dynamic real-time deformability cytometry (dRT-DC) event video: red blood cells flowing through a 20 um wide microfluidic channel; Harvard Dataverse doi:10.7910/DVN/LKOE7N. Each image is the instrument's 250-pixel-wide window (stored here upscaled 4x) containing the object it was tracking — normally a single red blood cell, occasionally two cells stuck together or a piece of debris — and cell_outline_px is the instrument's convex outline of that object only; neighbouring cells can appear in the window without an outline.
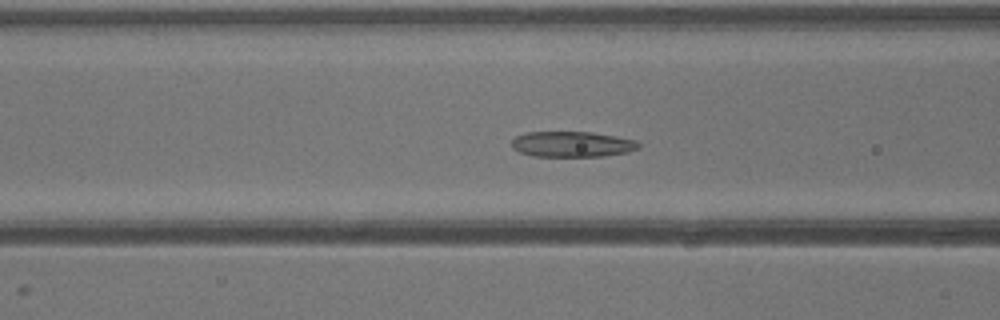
{"species": "common noctule bat (a hibernating species)", "species_latin": "Nyctalus noctula", "temperature_condition": "warm", "stored_images_in_passage": 41, "camera_frame_rate_fps": 3000, "um_per_image_px": 0.085, "animal": {"sex": "male", "body_mass_g": 13.3}, "frame": {"image": 1, "passage_image": 17, "time_ms": 5.333, "image_size_px": [1000, 320], "cell_outline_px": [[640, 148], [628, 152], [604, 156], [532, 156], [520, 152], [512, 148], [512, 140], [516, 136], [524, 132], [592, 132], [616, 136], [636, 140], [640, 144]], "centroid_in_image_um": [48.64, 12.25], "position_along_channel_um": 118.0, "area_um2": 19.02}}
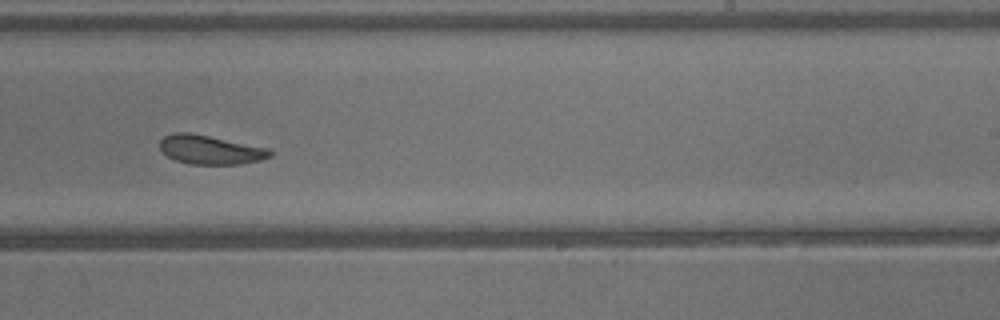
{"frame": {"image": 2, "passage_image": 26, "time_ms": 8.333, "image_size_px": [1000, 320], "cell_outline_px": [[272, 156], [260, 160], [240, 164], [188, 164], [176, 160], [168, 156], [160, 148], [160, 140], [164, 136], [172, 132], [188, 132], [268, 148], [272, 152]], "centroid_in_image_um": [17.86, 12.73], "position_along_channel_um": 271.1, "area_um2": 18.44}}
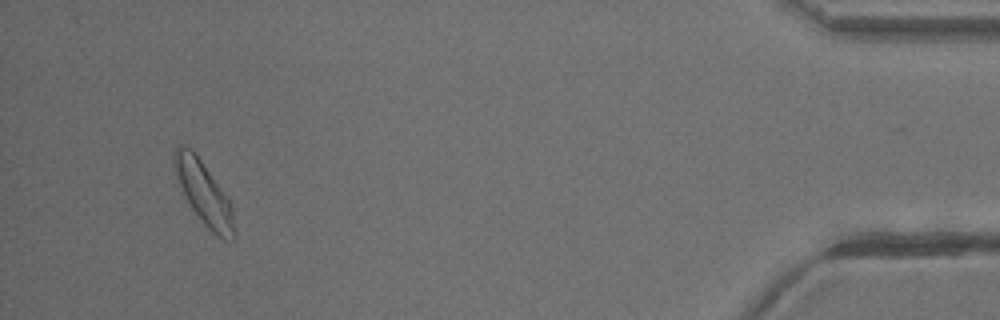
{"frame": {"image": 3, "passage_image": 39, "time_ms": 12.667, "image_size_px": [1000, 320], "cell_outline_px": [[236, 236], [232, 240], [224, 240], [216, 236], [204, 224], [180, 192], [172, 164], [172, 156], [176, 148], [180, 144], [188, 148], [200, 160], [228, 200], [232, 208], [236, 232]], "centroid_in_image_um": [17.29, 16.47], "position_along_channel_um": 417.9, "area_um2": 21.73}}